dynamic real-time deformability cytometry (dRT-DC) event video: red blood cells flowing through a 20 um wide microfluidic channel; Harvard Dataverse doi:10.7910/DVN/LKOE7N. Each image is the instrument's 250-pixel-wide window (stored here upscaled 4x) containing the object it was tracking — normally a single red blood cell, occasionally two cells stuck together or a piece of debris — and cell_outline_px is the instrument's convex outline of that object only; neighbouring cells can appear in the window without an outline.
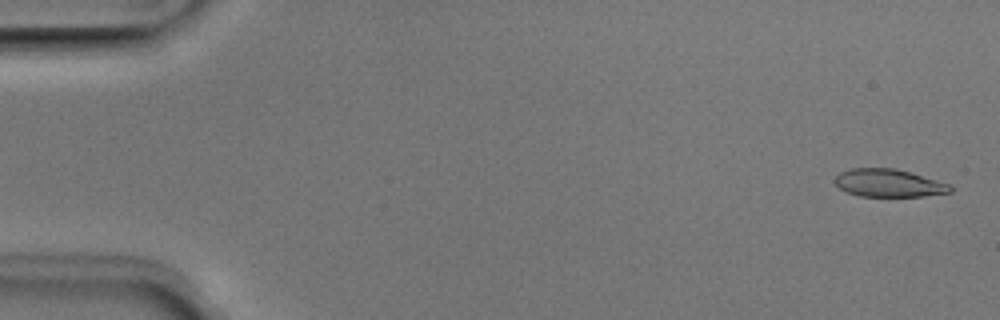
{"species": "Egyptian fruit bat (a non-hibernating species)", "species_latin": "Rousettus aegyptiacus", "temperature_condition": "room temperature", "stored_images_in_passage": 51, "camera_frame_rate_fps": 3000, "um_per_image_px": 0.085, "animal": {"sex": "male"}, "frame": {"image": 1, "passage_image": 2, "time_ms": 0.333, "image_size_px": [1000, 320], "cell_outline_px": [[952, 192], [920, 196], [860, 196], [848, 192], [840, 188], [832, 180], [840, 172], [852, 168], [892, 168], [908, 172], [952, 184]], "centroid_in_image_um": [75.53, 15.56], "position_along_channel_um": 9.5, "area_um2": 18.55}}
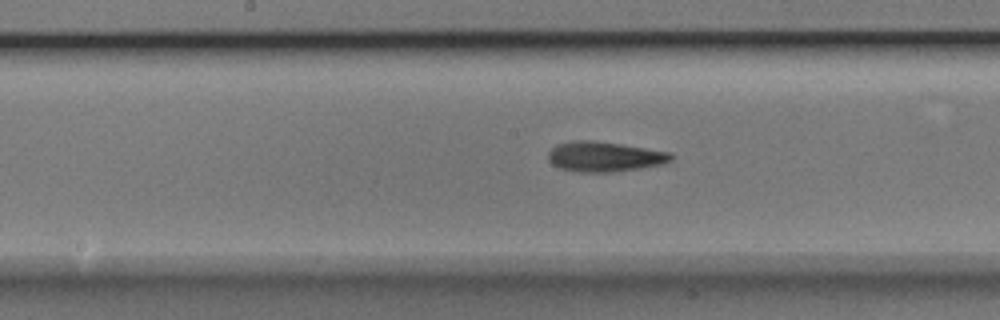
{"frame": {"image": 2, "passage_image": 26, "time_ms": 8.333, "image_size_px": [1000, 320], "cell_outline_px": [[672, 160], [664, 164], [640, 168], [612, 172], [580, 172], [560, 168], [552, 164], [548, 160], [548, 152], [556, 144], [576, 140], [592, 140], [620, 144], [672, 152]], "centroid_in_image_um": [51.38, 13.31], "position_along_channel_um": 196.8, "area_um2": 21.56}}
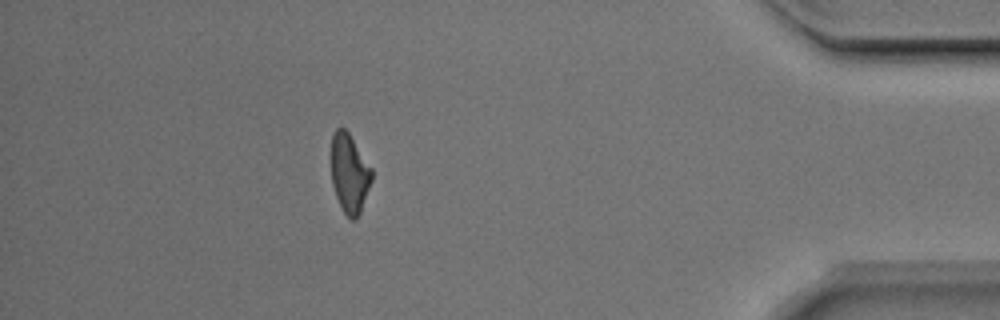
{"frame": {"image": 3, "passage_image": 45, "time_ms": 14.667, "image_size_px": [1000, 320], "cell_outline_px": [[372, 180], [360, 212], [352, 220], [344, 212], [336, 196], [332, 184], [332, 136], [336, 128], [344, 128], [348, 132], [372, 168]], "centroid_in_image_um": [29.71, 14.71], "position_along_channel_um": 405.5, "area_um2": 18.26}, "authors_computed_cell_mechanics": {"area_um2": 20.1144, "velocity_mm_per_s": 4.0356, "shape_relaxation_time_tau1_ms": 5.0245, "shape_relaxation_time_tau2_ms": 3.0619, "deformation_change_tau1": 0.184, "deformation_change_tau2": 0.1298}}